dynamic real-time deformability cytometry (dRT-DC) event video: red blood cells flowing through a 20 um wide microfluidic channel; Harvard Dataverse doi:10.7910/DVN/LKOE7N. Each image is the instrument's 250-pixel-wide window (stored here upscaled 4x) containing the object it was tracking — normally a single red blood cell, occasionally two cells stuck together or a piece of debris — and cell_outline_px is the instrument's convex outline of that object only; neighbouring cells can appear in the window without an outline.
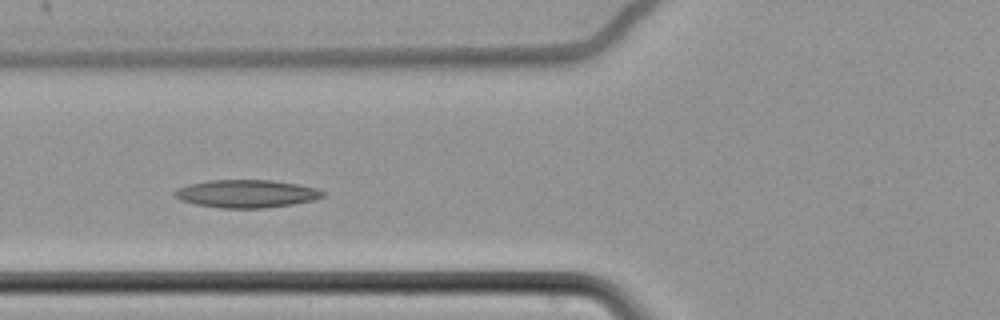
{"species": "common noctule bat (a hibernating species)", "species_latin": "Nyctalus noctula", "temperature_condition": "cold", "stored_images_in_passage": 7, "camera_frame_rate_fps": 3000, "um_per_image_px": 0.085, "animal": {"sex": "female", "body_mass_g": 22.7, "forearm_length_mm": 54.2}, "frame": {"image": 1, "passage_image": 6, "time_ms": 1.667, "image_size_px": [1000, 320], "cell_outline_px": [[328, 192], [324, 196], [312, 200], [292, 204], [264, 208], [220, 208], [196, 204], [180, 200], [172, 196], [172, 192], [188, 184], [208, 180], [272, 180], [296, 184], [316, 188]], "centroid_in_image_um": [20.93, 16.46], "position_along_channel_um": 104.9, "area_um2": 24.1}}
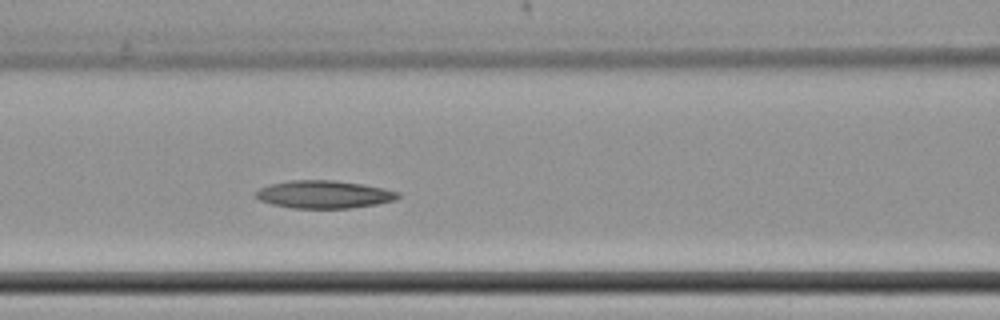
{"frame": {"image": 2, "passage_image": 7, "time_ms": 2.0, "image_size_px": [1000, 320], "cell_outline_px": [[400, 196], [396, 200], [376, 204], [348, 208], [292, 208], [272, 204], [260, 200], [256, 196], [256, 192], [260, 188], [272, 184], [292, 180], [332, 180], [360, 184], [384, 188], [400, 192]], "centroid_in_image_um": [27.57, 16.53], "position_along_channel_um": 139.0, "area_um2": 22.77}}